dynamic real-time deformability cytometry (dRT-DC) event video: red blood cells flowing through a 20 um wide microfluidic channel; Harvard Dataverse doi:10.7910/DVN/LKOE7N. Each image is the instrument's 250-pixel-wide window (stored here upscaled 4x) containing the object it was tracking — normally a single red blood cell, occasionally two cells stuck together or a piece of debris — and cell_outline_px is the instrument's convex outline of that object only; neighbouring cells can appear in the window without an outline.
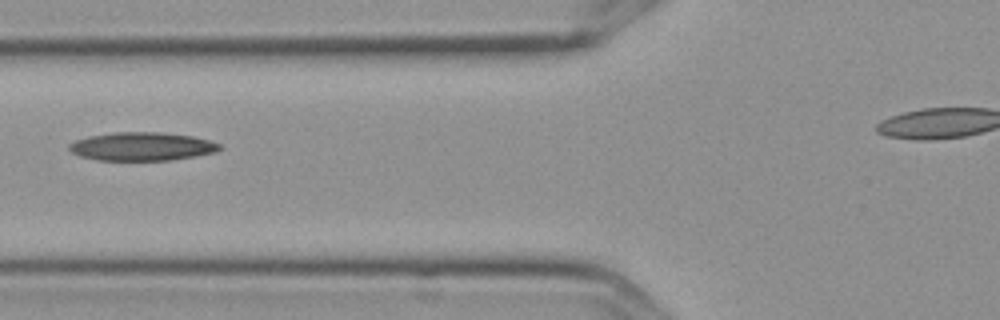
{"species": "Egyptian fruit bat (a non-hibernating species)", "species_latin": "Rousettus aegyptiacus", "temperature_condition": "cold", "stored_images_in_passage": 6, "camera_frame_rate_fps": 3000, "um_per_image_px": 0.085, "frame": {"image": 1, "passage_image": 4, "time_ms": 1.0, "image_size_px": [1000, 320], "cell_outline_px": [[224, 148], [216, 152], [196, 156], [172, 160], [96, 160], [80, 156], [72, 152], [68, 148], [68, 144], [76, 140], [88, 136], [112, 132], [160, 132], [192, 136], [208, 140], [220, 144]], "centroid_in_image_um": [12.07, 12.45], "position_along_channel_um": 113.7, "area_um2": 25.03}}
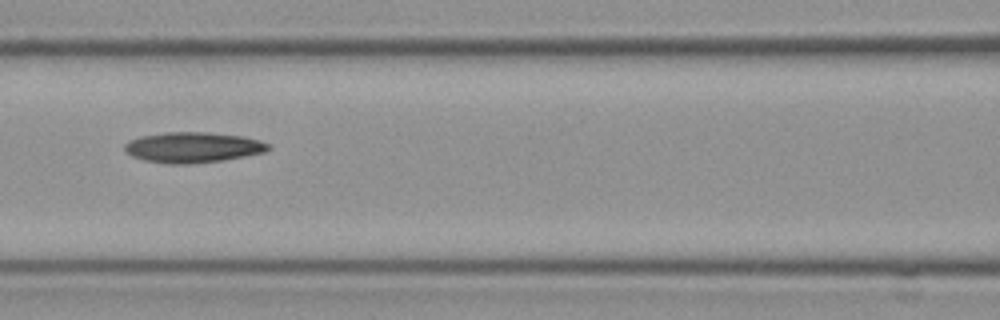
{"frame": {"image": 2, "passage_image": 5, "time_ms": 1.333, "image_size_px": [1000, 320], "cell_outline_px": [[272, 148], [264, 152], [244, 156], [220, 160], [188, 164], [172, 164], [144, 160], [132, 156], [124, 148], [124, 144], [128, 140], [140, 136], [168, 132], [208, 132], [244, 136], [260, 140], [272, 144]], "centroid_in_image_um": [16.42, 12.51], "position_along_channel_um": 150.2, "area_um2": 25.55}}
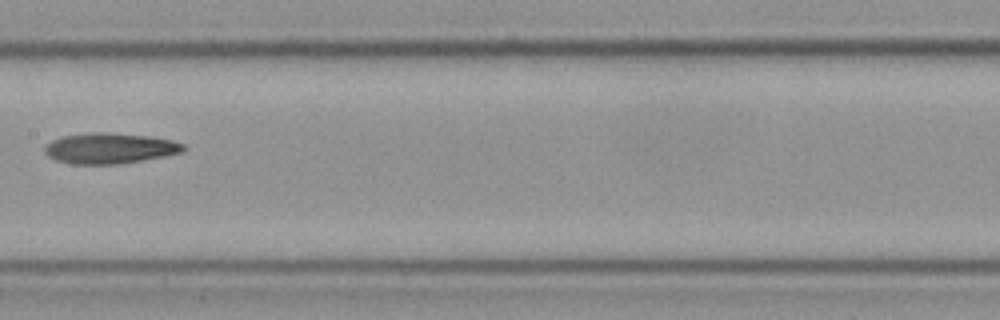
{"frame": {"image": 3, "passage_image": 6, "time_ms": 1.667, "image_size_px": [1000, 320], "cell_outline_px": [[188, 148], [184, 152], [144, 160], [120, 164], [72, 164], [56, 160], [48, 156], [44, 152], [44, 144], [60, 136], [92, 132], [108, 132], [148, 136], [172, 140], [184, 144]], "centroid_in_image_um": [9.33, 12.6], "position_along_channel_um": 198.1, "area_um2": 25.09}}